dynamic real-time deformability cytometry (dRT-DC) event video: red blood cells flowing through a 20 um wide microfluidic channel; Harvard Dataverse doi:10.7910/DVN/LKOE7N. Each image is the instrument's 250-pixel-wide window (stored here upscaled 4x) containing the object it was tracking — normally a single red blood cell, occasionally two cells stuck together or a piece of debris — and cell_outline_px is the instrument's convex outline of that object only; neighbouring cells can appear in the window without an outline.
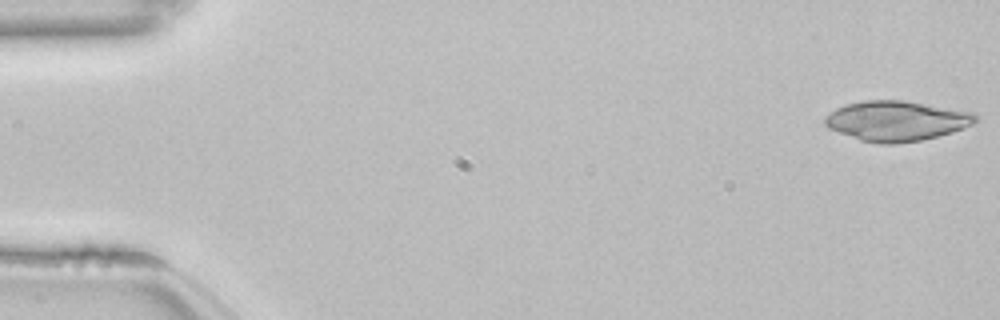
{"species": "common noctule bat (a hibernating species)", "species_latin": "Nyctalus noctula", "temperature_condition": "room temperature", "stored_images_in_passage": 53, "camera_frame_rate_fps": 3000, "um_per_image_px": 0.085, "animal": {"sex": "female", "body_mass_g": 22.7, "forearm_length_mm": 54.2}, "frame": {"image": 1, "passage_image": 1, "time_ms": 0.0, "image_size_px": [1000, 320], "cell_outline_px": [[976, 124], [952, 132], [920, 140], [896, 144], [876, 144], [860, 140], [828, 128], [824, 124], [824, 116], [836, 108], [848, 104], [864, 100], [904, 100], [972, 112], [976, 116]], "centroid_in_image_um": [76.18, 10.28], "position_along_channel_um": 8.8, "area_um2": 35.14}}